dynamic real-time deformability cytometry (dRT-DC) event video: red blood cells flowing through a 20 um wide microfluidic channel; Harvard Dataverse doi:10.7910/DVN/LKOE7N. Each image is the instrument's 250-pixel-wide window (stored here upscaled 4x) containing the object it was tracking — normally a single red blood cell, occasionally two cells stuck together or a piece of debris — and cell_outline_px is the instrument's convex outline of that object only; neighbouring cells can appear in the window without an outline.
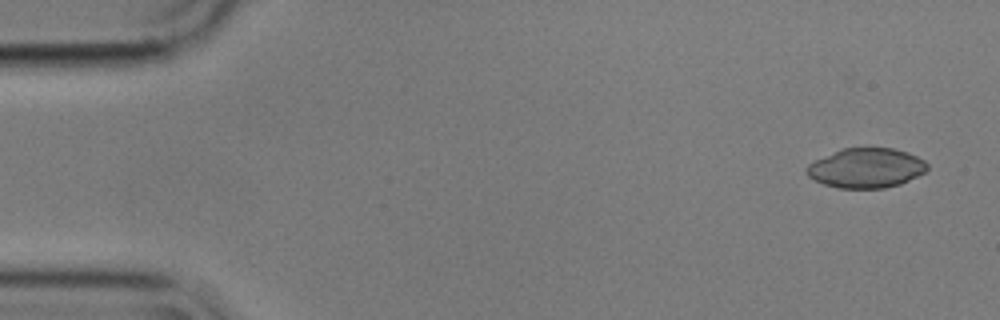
{"species": "common noctule bat (a hibernating species)", "species_latin": "Nyctalus noctula", "temperature_condition": "cold", "stored_images_in_passage": 4, "camera_frame_rate_fps": 3000, "um_per_image_px": 0.085, "animal": {"sex": "male", "body_mass_g": 17.9}, "frame": {"image": 1, "passage_image": 1, "time_ms": 0.0, "image_size_px": [1000, 320], "cell_outline_px": [[928, 168], [924, 172], [900, 184], [884, 188], [840, 188], [824, 184], [808, 176], [804, 172], [804, 168], [808, 164], [840, 148], [892, 148], [908, 152], [924, 160], [928, 164]], "centroid_in_image_um": [73.6, 14.27], "position_along_channel_um": 11.4, "area_um2": 27.86}}